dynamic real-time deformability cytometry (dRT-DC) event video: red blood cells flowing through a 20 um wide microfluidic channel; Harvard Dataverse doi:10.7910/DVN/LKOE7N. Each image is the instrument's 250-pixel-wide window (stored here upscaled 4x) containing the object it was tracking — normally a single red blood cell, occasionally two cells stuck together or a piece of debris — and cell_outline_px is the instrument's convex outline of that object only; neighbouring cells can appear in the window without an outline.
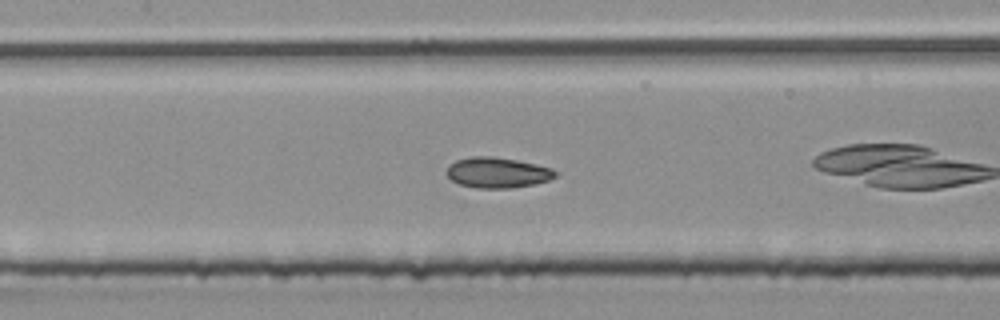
{"species": "common noctule bat (a hibernating species)", "species_latin": "Nyctalus noctula", "temperature_condition": "room temperature", "stored_images_in_passage": 52, "camera_frame_rate_fps": 3000, "um_per_image_px": 0.085, "animal": {"sex": "male", "body_mass_g": 20.4}, "frame": {"image": 1, "passage_image": 23, "time_ms": 7.333, "image_size_px": [1000, 320], "cell_outline_px": [[556, 176], [548, 180], [536, 184], [512, 188], [476, 188], [460, 184], [452, 180], [448, 176], [448, 164], [456, 160], [472, 156], [492, 156], [516, 160], [536, 164], [552, 168], [556, 172]], "centroid_in_image_um": [42.29, 14.67], "position_along_channel_um": 165.1, "area_um2": 19.31}, "authors_computed_cell_mechanics": {"area_um2": 18.9873, "velocity_mm_per_s": 3.9021, "shape_relaxation_time_tau1_ms": 4.2748, "shape_relaxation_time_tau2_ms": 2.8962, "deformation_change_tau1": 0.0976, "deformation_change_tau2": 0.0837}}